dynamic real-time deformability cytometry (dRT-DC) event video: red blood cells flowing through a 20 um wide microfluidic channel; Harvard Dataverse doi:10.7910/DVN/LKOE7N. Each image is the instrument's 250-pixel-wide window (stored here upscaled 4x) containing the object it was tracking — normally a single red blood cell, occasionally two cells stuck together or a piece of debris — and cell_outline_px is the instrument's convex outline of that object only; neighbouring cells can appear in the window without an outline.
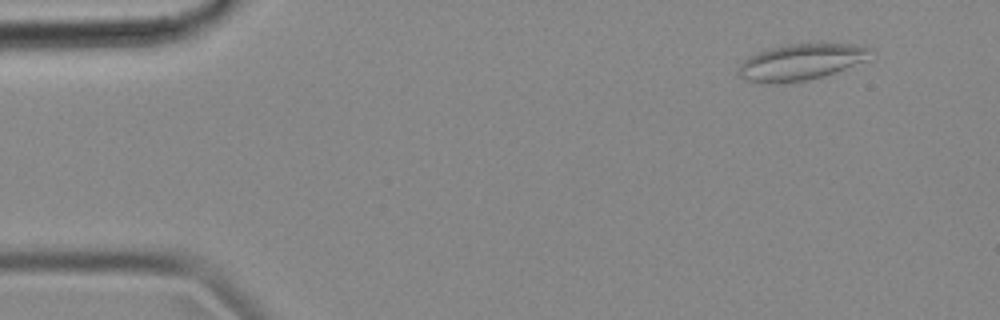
{"species": "common noctule bat (a hibernating species)", "species_latin": "Nyctalus noctula", "temperature_condition": "cold", "stored_images_in_passage": 55, "camera_frame_rate_fps": 3000, "um_per_image_px": 0.085, "animal": {"sex": "female", "body_mass_g": 18.4}, "frame": {"image": 1, "passage_image": 5, "time_ms": 1.333, "image_size_px": [1000, 320], "cell_outline_px": [[872, 60], [824, 76], [804, 80], [776, 84], [764, 84], [748, 80], [740, 76], [740, 64], [748, 56], [756, 52], [788, 44], [856, 44], [872, 48]], "centroid_in_image_um": [68.17, 5.27], "position_along_channel_um": 16.8, "area_um2": 28.09}}
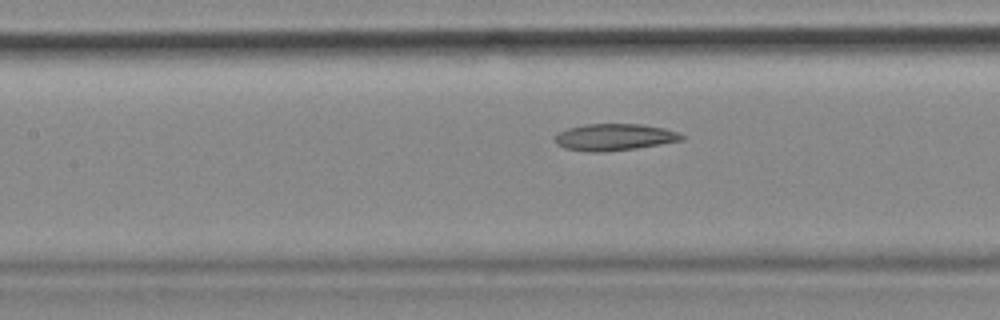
{"frame": {"image": 2, "passage_image": 24, "time_ms": 7.667, "image_size_px": [1000, 320], "cell_outline_px": [[684, 140], [636, 148], [600, 152], [588, 152], [564, 148], [556, 144], [556, 136], [560, 132], [568, 128], [584, 124], [640, 124], [664, 128], [680, 132], [684, 136]], "centroid_in_image_um": [52.25, 11.65], "position_along_channel_um": 155.2, "area_um2": 19.71}}
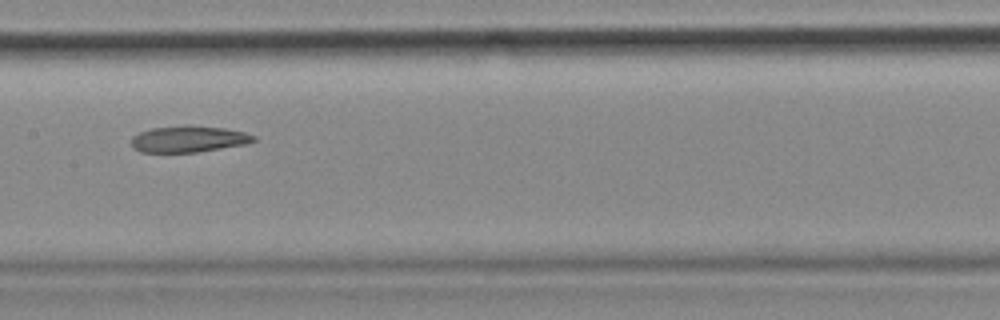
{"frame": {"image": 3, "passage_image": 27, "time_ms": 8.667, "image_size_px": [1000, 320], "cell_outline_px": [[256, 140], [244, 144], [196, 152], [140, 152], [132, 148], [132, 136], [140, 132], [152, 128], [188, 124], [192, 124], [224, 128], [244, 132], [256, 136]], "centroid_in_image_um": [16.0, 11.8], "position_along_channel_um": 191.4, "area_um2": 18.9}, "authors_computed_cell_mechanics": {"area_um2": 20.9814, "velocity_mm_per_s": 3.6499, "shape_relaxation_time_tau1_ms": null, "shape_relaxation_time_tau2_ms": 9.1572, "deformation_change_tau1": null, "deformation_change_tau2": 0.1929}}